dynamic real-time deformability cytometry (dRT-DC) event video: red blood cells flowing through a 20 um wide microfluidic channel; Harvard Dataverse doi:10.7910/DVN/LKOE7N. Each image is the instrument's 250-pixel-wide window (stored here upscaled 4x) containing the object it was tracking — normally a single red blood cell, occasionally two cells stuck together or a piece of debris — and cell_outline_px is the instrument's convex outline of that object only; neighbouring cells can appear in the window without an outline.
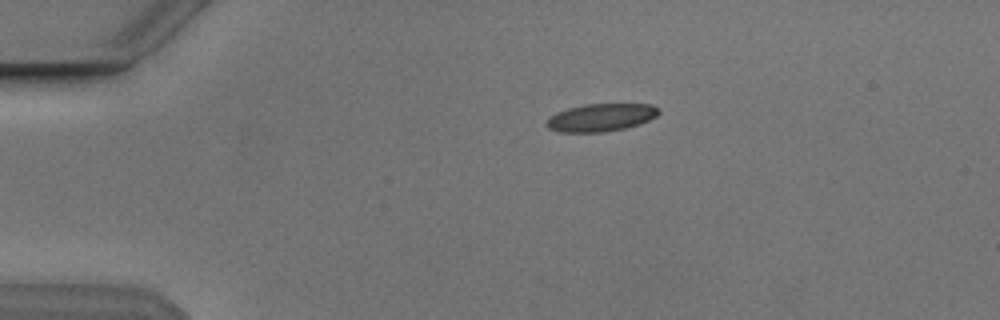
{"species": "Egyptian fruit bat (a non-hibernating species)", "species_latin": "Rousettus aegyptiacus", "temperature_condition": "cold", "stored_images_in_passage": 43, "camera_frame_rate_fps": 3000, "um_per_image_px": 0.085, "animal": {"sex": "male"}, "frame": {"image": 1, "passage_image": 1, "time_ms": 0.0, "image_size_px": [1000, 320], "cell_outline_px": [[660, 112], [656, 116], [640, 124], [624, 128], [604, 132], [560, 132], [548, 128], [544, 124], [548, 116], [556, 112], [568, 108], [584, 104], [652, 104], [660, 108]], "centroid_in_image_um": [51.05, 9.98], "position_along_channel_um": 33.9, "area_um2": 18.32}}
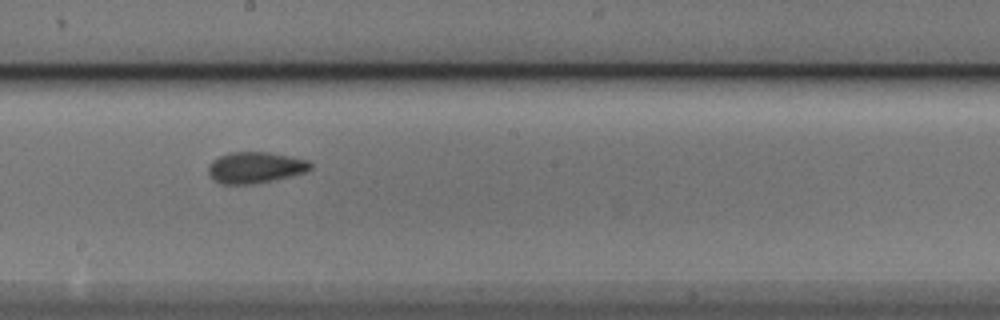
{"frame": {"image": 2, "passage_image": 20, "time_ms": 6.333, "image_size_px": [1000, 320], "cell_outline_px": [[312, 168], [304, 172], [272, 180], [252, 184], [220, 184], [212, 180], [208, 172], [208, 164], [212, 160], [228, 152], [268, 152], [308, 160], [312, 164]], "centroid_in_image_um": [21.64, 14.24], "position_along_channel_um": 226.6, "area_um2": 18.55}}
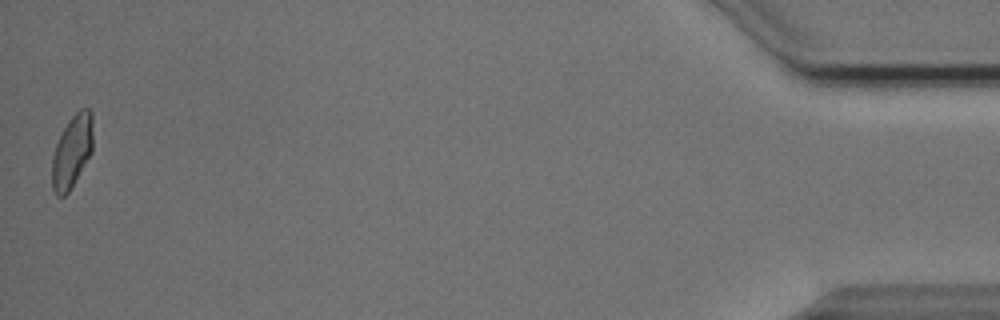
{"frame": {"image": 3, "passage_image": 43, "time_ms": 14.0, "image_size_px": [1000, 320], "cell_outline_px": [[92, 152], [68, 192], [64, 196], [56, 196], [52, 188], [52, 156], [56, 144], [68, 120], [80, 108], [88, 108], [92, 112]], "centroid_in_image_um": [6.12, 12.85], "position_along_channel_um": 429.1, "area_um2": 17.22}, "authors_computed_cell_mechanics": {"area_um2": 17.918, "velocity_mm_per_s": 3.8378, "shape_relaxation_time_tau1_ms": 3.1101, "shape_relaxation_time_tau2_ms": 1.4221, "deformation_change_tau1": 0.1316, "deformation_change_tau2": 0.0779}}